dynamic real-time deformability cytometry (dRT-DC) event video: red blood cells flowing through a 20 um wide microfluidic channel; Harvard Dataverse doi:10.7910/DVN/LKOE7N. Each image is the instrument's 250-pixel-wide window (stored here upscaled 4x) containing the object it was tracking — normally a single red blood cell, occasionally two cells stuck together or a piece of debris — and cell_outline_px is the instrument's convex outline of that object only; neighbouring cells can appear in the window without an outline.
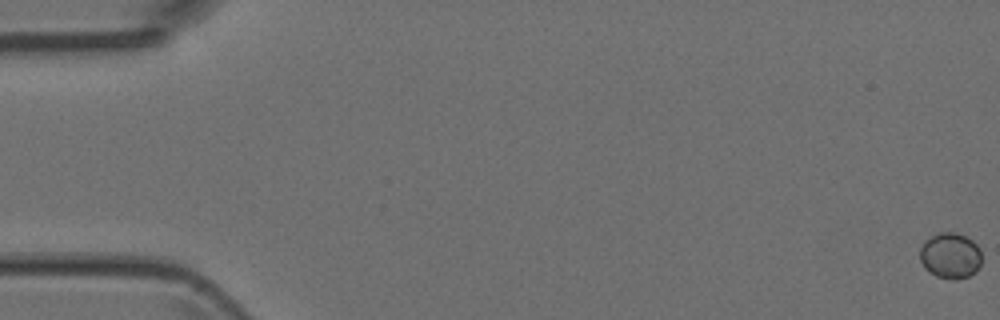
{"species": "Egyptian fruit bat (a non-hibernating species)", "species_latin": "Rousettus aegyptiacus", "temperature_condition": "room temperature", "stored_images_in_passage": 9, "camera_frame_rate_fps": 3000, "um_per_image_px": 0.085, "animal": {"sex": "female"}, "frame": {"image": 1, "passage_image": 1, "time_ms": 0.0, "image_size_px": [1000, 320], "cell_outline_px": [[980, 264], [976, 272], [968, 276], [956, 280], [952, 280], [936, 276], [924, 268], [920, 260], [920, 248], [924, 240], [940, 232], [956, 232], [972, 240], [980, 248]], "centroid_in_image_um": [80.76, 21.73], "position_along_channel_um": 4.2, "area_um2": 16.59}}
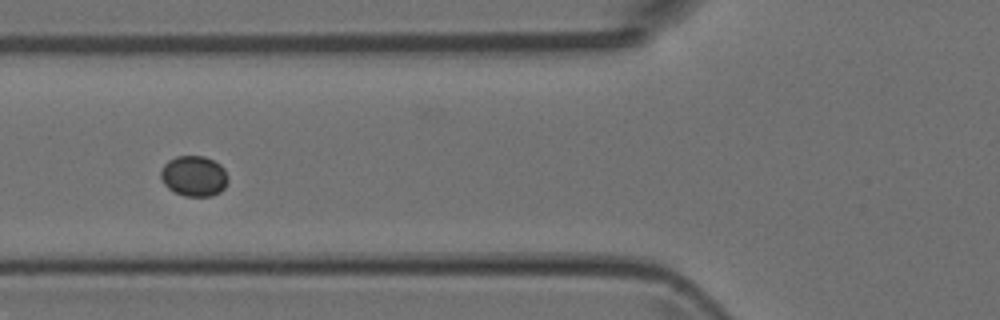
{"frame": {"image": 2, "passage_image": 6, "time_ms": 6.667, "image_size_px": [1000, 320], "cell_outline_px": [[228, 180], [224, 188], [220, 192], [212, 196], [184, 196], [168, 188], [164, 184], [160, 176], [160, 172], [164, 164], [168, 160], [176, 156], [204, 156], [220, 164], [224, 168], [228, 176]], "centroid_in_image_um": [16.49, 14.96], "position_along_channel_um": 109.3, "area_um2": 15.95}}
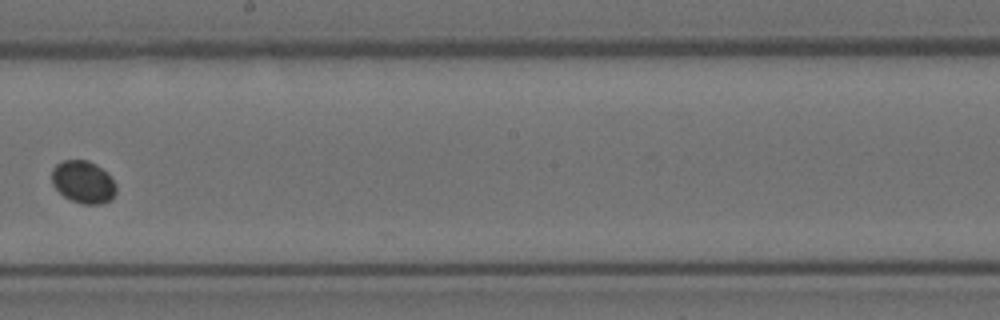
{"frame": {"image": 3, "passage_image": 9, "time_ms": 10.0, "image_size_px": [1000, 320], "cell_outline_px": [[116, 192], [112, 200], [100, 204], [80, 204], [64, 196], [52, 184], [52, 168], [56, 164], [64, 160], [88, 160], [96, 164], [108, 172], [116, 184]], "centroid_in_image_um": [7.1, 15.47], "position_along_channel_um": 241.1, "area_um2": 16.13}}